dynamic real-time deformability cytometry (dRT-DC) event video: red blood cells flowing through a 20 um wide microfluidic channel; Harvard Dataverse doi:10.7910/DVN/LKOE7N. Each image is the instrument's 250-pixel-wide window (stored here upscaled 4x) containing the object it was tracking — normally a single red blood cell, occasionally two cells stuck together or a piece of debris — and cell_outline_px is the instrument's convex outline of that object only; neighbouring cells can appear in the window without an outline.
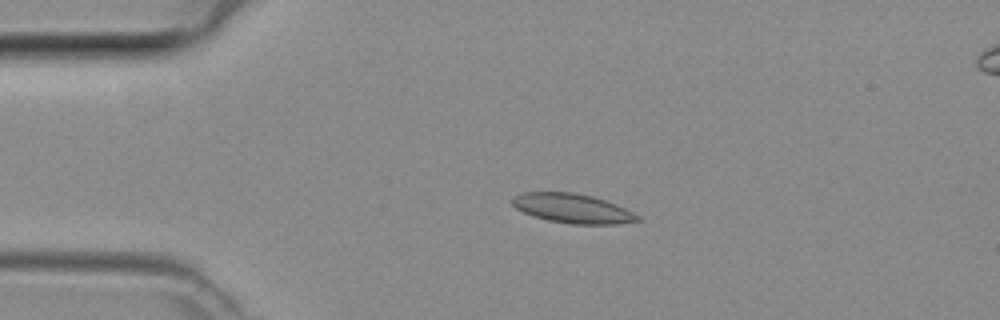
{"species": "common noctule bat (a hibernating species)", "species_latin": "Nyctalus noctula", "temperature_condition": "room temperature", "stored_images_in_passage": 4, "camera_frame_rate_fps": 3000, "um_per_image_px": 0.085, "animal": {"sex": "female", "body_mass_g": 29.2, "forearm_length_mm": 56.3}, "frame": {"image": 1, "passage_image": 2, "time_ms": 0.333, "image_size_px": [1000, 320], "cell_outline_px": [[640, 220], [616, 224], [572, 224], [548, 220], [532, 216], [516, 208], [512, 204], [512, 196], [524, 192], [572, 192], [592, 196], [616, 204], [640, 216]], "centroid_in_image_um": [48.63, 17.71], "position_along_channel_um": 36.4, "area_um2": 21.33}}